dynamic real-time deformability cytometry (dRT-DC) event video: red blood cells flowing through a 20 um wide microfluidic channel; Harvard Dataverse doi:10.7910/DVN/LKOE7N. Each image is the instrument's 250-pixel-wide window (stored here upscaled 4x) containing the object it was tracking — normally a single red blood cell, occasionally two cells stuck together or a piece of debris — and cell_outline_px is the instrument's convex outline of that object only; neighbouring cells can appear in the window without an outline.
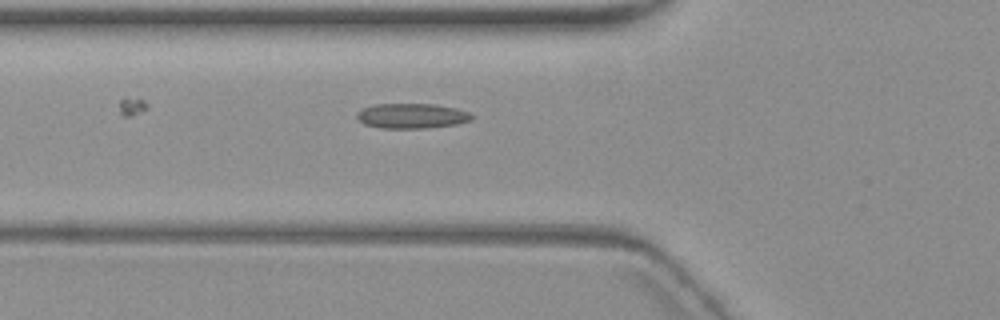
{"species": "common noctule bat (a hibernating species)", "species_latin": "Nyctalus noctula", "temperature_condition": "warm", "stored_images_in_passage": 2, "camera_frame_rate_fps": 3000, "um_per_image_px": 0.085, "animal": {"sex": "female", "body_mass_g": 19.3, "forearm_length_mm": 54.1}, "frame": {"image": 1, "passage_image": 2, "time_ms": 1.333, "image_size_px": [1000, 320], "cell_outline_px": [[472, 120], [456, 124], [424, 128], [380, 128], [364, 124], [356, 116], [356, 112], [364, 108], [376, 104], [436, 104], [456, 108], [468, 112], [472, 116]], "centroid_in_image_um": [34.99, 9.85], "position_along_channel_um": 90.8, "area_um2": 16.65}}